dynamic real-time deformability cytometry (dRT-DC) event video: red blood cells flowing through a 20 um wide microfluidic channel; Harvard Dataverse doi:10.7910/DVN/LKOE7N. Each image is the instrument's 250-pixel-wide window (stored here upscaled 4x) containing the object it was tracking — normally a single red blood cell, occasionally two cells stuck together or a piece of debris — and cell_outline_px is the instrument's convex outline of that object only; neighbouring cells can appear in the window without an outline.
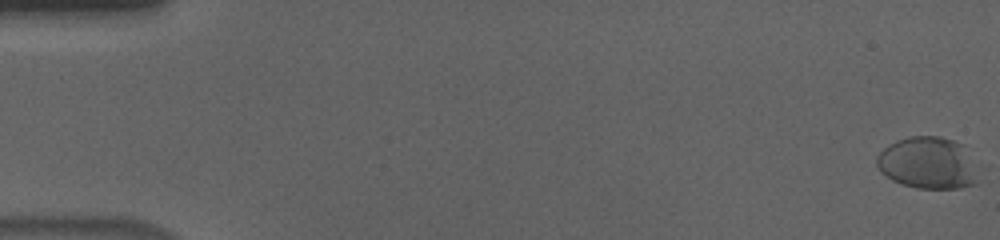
{"species": "human", "species_latin": "Homo sapiens", "temperature_condition": "cold", "stored_images_in_passage": 58, "camera_frame_rate_fps": 3000, "um_per_image_px": 0.085, "donor": {"sex": "male"}, "frame": {"image": 1, "passage_image": 1, "time_ms": 0.0, "image_size_px": [1000, 240], "cell_outline_px": [[976, 184], [960, 188], [916, 188], [892, 180], [880, 172], [876, 164], [876, 156], [888, 144], [896, 140], [908, 136], [940, 136], [964, 144]], "centroid_in_image_um": [78.76, 13.83], "position_along_channel_um": 6.2, "area_um2": 30.17}}
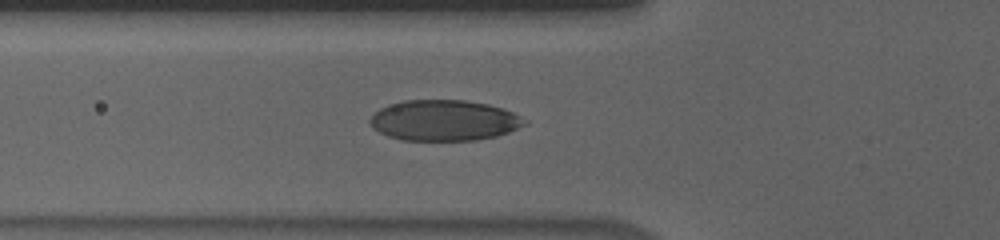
{"frame": {"image": 2, "passage_image": 22, "time_ms": 7.0, "image_size_px": [1000, 240], "cell_outline_px": [[528, 124], [508, 132], [496, 136], [476, 140], [404, 140], [388, 136], [372, 128], [368, 124], [368, 120], [380, 108], [388, 104], [404, 100], [464, 100], [488, 104], [512, 112], [528, 120]], "centroid_in_image_um": [37.73, 10.23], "position_along_channel_um": 88.1, "area_um2": 36.76}}
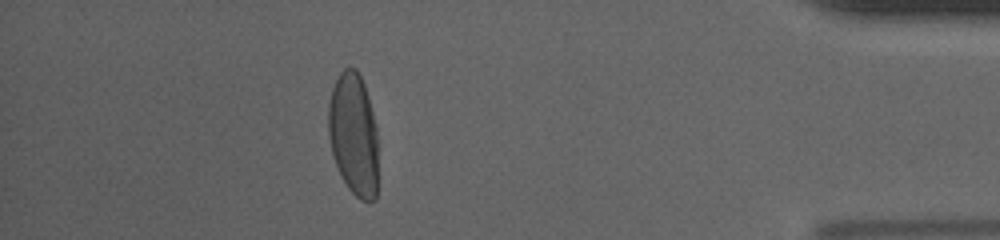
{"frame": {"image": 3, "passage_image": 52, "time_ms": 17.0, "image_size_px": [1000, 240], "cell_outline_px": [[376, 200], [360, 200], [348, 188], [336, 164], [332, 152], [328, 136], [328, 104], [332, 88], [340, 72], [344, 68], [356, 68], [364, 84], [368, 96], [376, 124]], "centroid_in_image_um": [30.04, 11.39], "position_along_channel_um": 405.2, "area_um2": 35.26}, "authors_computed_cell_mechanics": {"area_um2": 36.5296, "velocity_mm_per_s": 3.6104, "shape_relaxation_time_tau1_ms": 3.565, "shape_relaxation_time_tau2_ms": null, "deformation_change_tau1": 0.1668, "deformation_change_tau2": null}}